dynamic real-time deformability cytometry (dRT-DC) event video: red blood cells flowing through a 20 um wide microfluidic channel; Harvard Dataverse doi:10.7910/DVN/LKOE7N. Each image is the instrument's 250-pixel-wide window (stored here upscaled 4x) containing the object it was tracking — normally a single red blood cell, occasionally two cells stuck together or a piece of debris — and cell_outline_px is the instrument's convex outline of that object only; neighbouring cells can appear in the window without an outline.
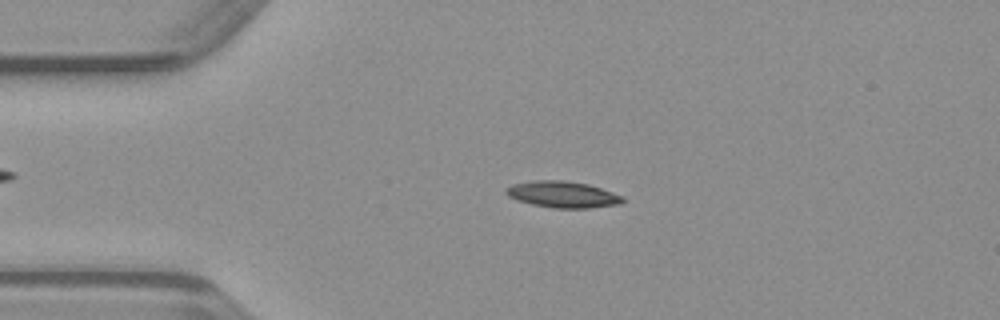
{"species": "common noctule bat (a hibernating species)", "species_latin": "Nyctalus noctula", "temperature_condition": "warm", "stored_images_in_passage": 48, "camera_frame_rate_fps": 3000, "um_per_image_px": 0.085, "animal": {"sex": "male", "body_mass_g": 23.1, "forearm_length_mm": 52.7}, "frame": {"image": 1, "passage_image": 10, "time_ms": 3.0, "image_size_px": [1000, 320], "cell_outline_px": [[624, 200], [620, 204], [588, 208], [552, 208], [532, 204], [516, 200], [508, 196], [504, 192], [504, 188], [512, 184], [532, 180], [564, 180], [588, 184], [624, 196]], "centroid_in_image_um": [47.78, 16.52], "position_along_channel_um": 37.2, "area_um2": 18.09}}
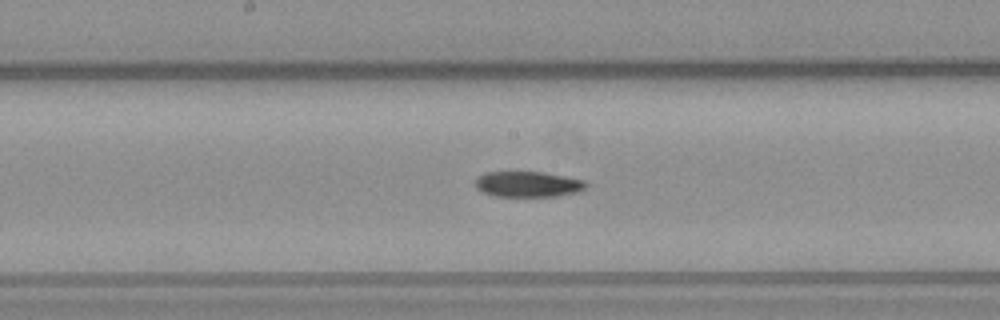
{"frame": {"image": 2, "passage_image": 24, "time_ms": 7.667, "image_size_px": [1000, 320], "cell_outline_px": [[588, 188], [580, 192], [556, 196], [496, 196], [484, 192], [476, 188], [472, 184], [484, 172], [544, 172], [584, 180], [588, 184]], "centroid_in_image_um": [44.91, 15.66], "position_along_channel_um": 203.3, "area_um2": 16.65}}
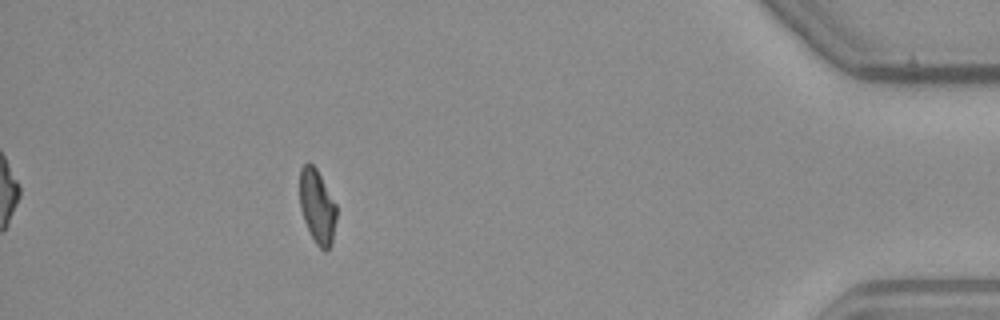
{"frame": {"image": 3, "passage_image": 43, "time_ms": 14.0, "image_size_px": [1000, 320], "cell_outline_px": [[336, 220], [332, 244], [324, 252], [316, 244], [304, 220], [300, 208], [300, 168], [308, 160], [316, 168], [336, 204]], "centroid_in_image_um": [26.96, 17.54], "position_along_channel_um": 408.2, "area_um2": 15.84}}